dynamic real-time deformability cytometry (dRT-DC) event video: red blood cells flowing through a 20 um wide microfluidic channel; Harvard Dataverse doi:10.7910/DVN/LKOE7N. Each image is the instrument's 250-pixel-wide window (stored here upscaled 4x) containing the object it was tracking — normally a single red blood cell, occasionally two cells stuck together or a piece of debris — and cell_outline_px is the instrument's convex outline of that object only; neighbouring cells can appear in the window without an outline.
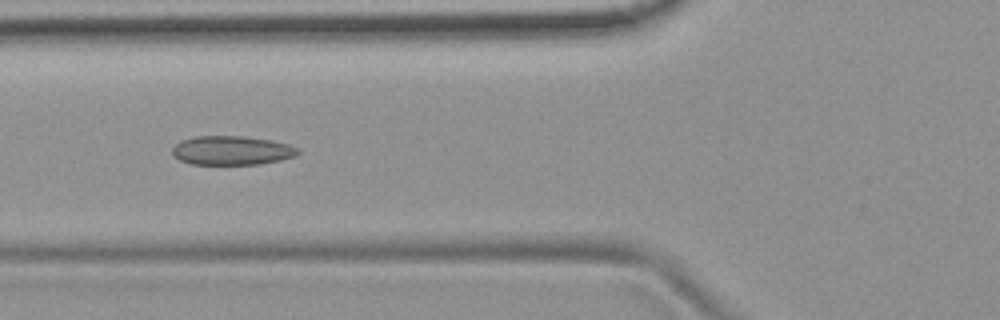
{"species": "common noctule bat (a hibernating species)", "species_latin": "Nyctalus noctula", "temperature_condition": "room temperature", "stored_images_in_passage": 16, "camera_frame_rate_fps": 3000, "um_per_image_px": 0.085, "animal": {"sex": "female", "body_mass_g": 19.9}, "frame": {"image": 1, "passage_image": 7, "time_ms": 2.0, "image_size_px": [1000, 320], "cell_outline_px": [[300, 152], [296, 156], [280, 160], [260, 164], [192, 164], [180, 160], [172, 156], [172, 148], [180, 140], [196, 136], [244, 136], [272, 140], [288, 144], [296, 148]], "centroid_in_image_um": [19.68, 12.78], "position_along_channel_um": 106.1, "area_um2": 21.33}}
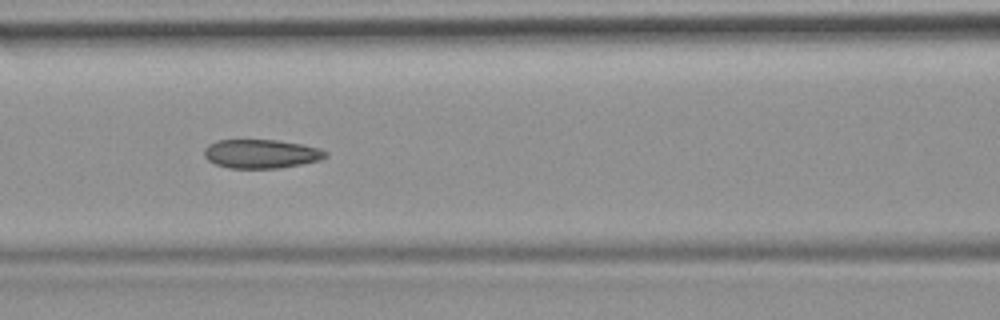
{"frame": {"image": 2, "passage_image": 10, "time_ms": 3.0, "image_size_px": [1000, 320], "cell_outline_px": [[328, 156], [320, 160], [280, 168], [228, 168], [216, 164], [208, 160], [204, 156], [204, 148], [208, 144], [216, 140], [276, 140], [300, 144], [320, 148], [328, 152]], "centroid_in_image_um": [22.19, 13.07], "position_along_channel_um": 144.4, "area_um2": 20.46}}